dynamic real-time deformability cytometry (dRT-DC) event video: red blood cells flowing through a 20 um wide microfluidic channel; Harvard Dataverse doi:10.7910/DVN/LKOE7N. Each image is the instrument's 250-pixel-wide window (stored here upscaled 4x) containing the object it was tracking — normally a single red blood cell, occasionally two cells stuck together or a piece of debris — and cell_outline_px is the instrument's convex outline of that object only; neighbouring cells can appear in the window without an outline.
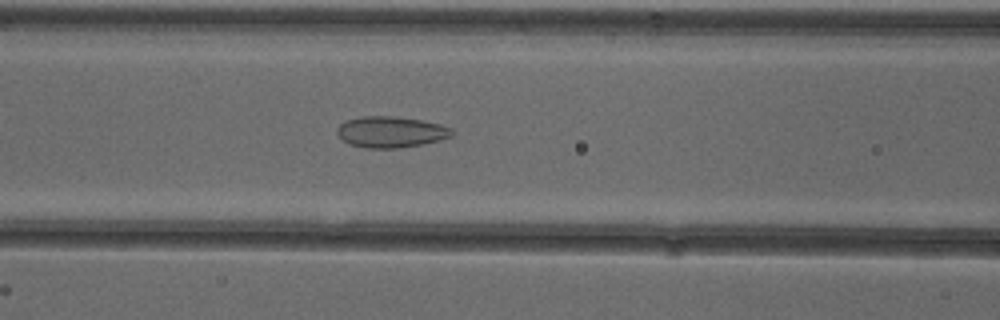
{"species": "common noctule bat (a hibernating species)", "species_latin": "Nyctalus noctula", "temperature_condition": "cold", "stored_images_in_passage": 53, "camera_frame_rate_fps": 3000, "um_per_image_px": 0.085, "animal": {"sex": "female"}, "frame": {"image": 1, "passage_image": 23, "time_ms": 7.333, "image_size_px": [1000, 320], "cell_outline_px": [[452, 136], [440, 140], [420, 144], [396, 148], [364, 148], [348, 144], [336, 132], [336, 128], [340, 124], [348, 120], [364, 116], [392, 116], [420, 120], [440, 124], [452, 128]], "centroid_in_image_um": [33.2, 11.22], "position_along_channel_um": 133.4, "area_um2": 20.63}}
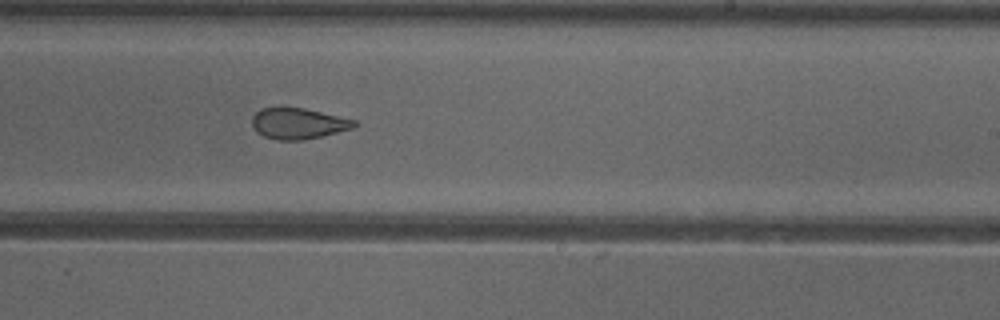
{"frame": {"image": 2, "passage_image": 33, "time_ms": 10.667, "image_size_px": [1000, 320], "cell_outline_px": [[356, 124], [352, 128], [304, 140], [276, 140], [264, 136], [256, 132], [252, 124], [252, 116], [260, 108], [280, 104], [284, 104], [304, 108], [356, 120]], "centroid_in_image_um": [25.26, 10.45], "position_along_channel_um": 263.7, "area_um2": 18.9}}
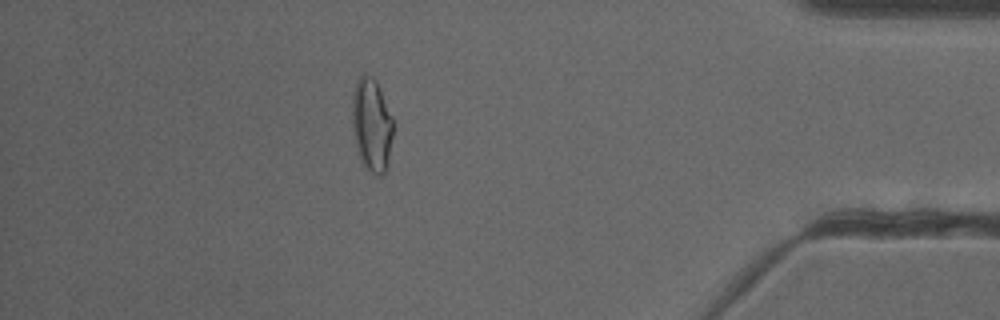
{"frame": {"image": 3, "passage_image": 47, "time_ms": 15.333, "image_size_px": [1000, 320], "cell_outline_px": [[392, 136], [388, 168], [380, 176], [376, 176], [364, 164], [360, 156], [356, 144], [352, 128], [352, 96], [356, 80], [364, 72], [372, 76], [376, 80], [392, 116]], "centroid_in_image_um": [31.59, 10.57], "position_along_channel_um": 403.6, "area_um2": 22.25}, "authors_computed_cell_mechanics": {"area_um2": 22.4264, "velocity_mm_per_s": 3.9113, "shape_relaxation_time_tau1_ms": null, "shape_relaxation_time_tau2_ms": 1.8643, "deformation_change_tau1": null, "deformation_change_tau2": 0.0842}}